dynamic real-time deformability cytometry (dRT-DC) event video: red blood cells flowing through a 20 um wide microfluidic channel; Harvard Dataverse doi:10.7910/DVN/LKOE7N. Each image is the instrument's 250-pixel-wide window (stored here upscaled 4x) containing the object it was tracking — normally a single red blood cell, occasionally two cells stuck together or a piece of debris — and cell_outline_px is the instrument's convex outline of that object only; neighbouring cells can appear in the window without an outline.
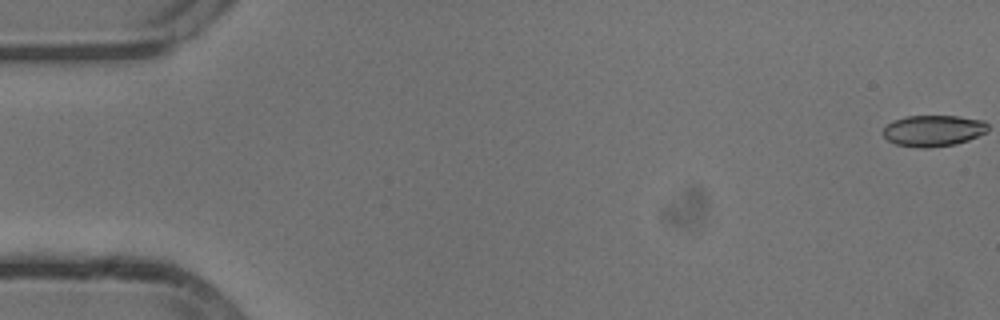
{"species": "common noctule bat (a hibernating species)", "species_latin": "Nyctalus noctula", "temperature_condition": "cold", "stored_images_in_passage": 16, "camera_frame_rate_fps": 3000, "um_per_image_px": 0.085, "animal": {"sex": "male", "body_mass_g": 13.3}, "frame": {"image": 1, "passage_image": 1, "time_ms": 0.0, "image_size_px": [1000, 320], "cell_outline_px": [[976, 132], [972, 136], [948, 144], [904, 144], [920, 116], [944, 116], [968, 120]], "centroid_in_image_um": [79.88, 11.1], "position_along_channel_um": 5.1, "area_um2": 11.04}}
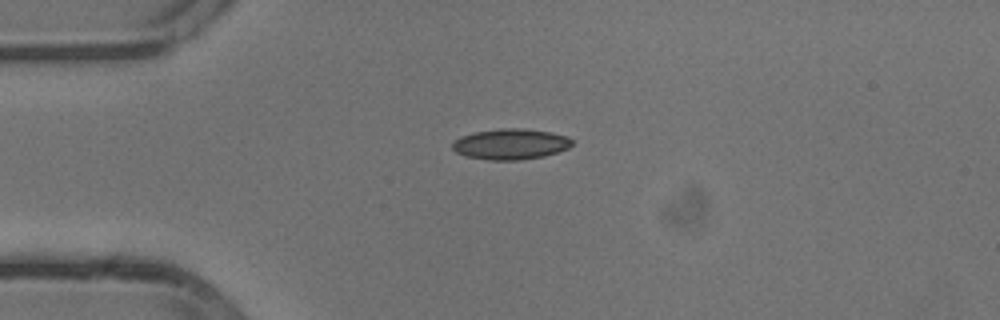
{"frame": {"image": 2, "passage_image": 14, "time_ms": 4.333, "image_size_px": [1000, 320], "cell_outline_px": [[568, 144], [560, 148], [548, 152], [532, 156], [480, 156], [488, 132], [536, 132], [556, 136], [568, 140]], "centroid_in_image_um": [44.25, 12.24], "position_along_channel_um": 40.7, "area_um2": 12.43}}